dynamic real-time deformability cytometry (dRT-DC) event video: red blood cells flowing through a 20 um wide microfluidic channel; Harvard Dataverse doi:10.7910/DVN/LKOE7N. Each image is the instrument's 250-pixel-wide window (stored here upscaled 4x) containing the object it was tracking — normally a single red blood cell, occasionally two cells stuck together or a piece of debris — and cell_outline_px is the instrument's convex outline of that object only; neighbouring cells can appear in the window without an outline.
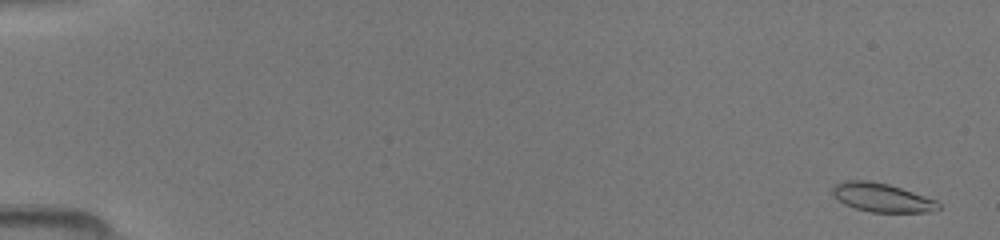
{"species": "common noctule bat (a hibernating species)", "species_latin": "Nyctalus noctula", "temperature_condition": "room temperature", "stored_images_in_passage": 45, "camera_frame_rate_fps": 3000, "um_per_image_px": 0.085, "animal": {"sex": "female", "body_mass_g": 19.5, "forearm_length_mm": 54.1}, "frame": {"image": 1, "passage_image": 1, "time_ms": 0.0, "image_size_px": [1000, 240], "cell_outline_px": [[940, 208], [932, 212], [872, 212], [856, 208], [844, 204], [832, 196], [832, 188], [836, 184], [844, 180], [868, 180], [888, 184], [936, 200], [940, 204]], "centroid_in_image_um": [74.93, 16.79], "position_along_channel_um": 10.1, "area_um2": 17.69}}
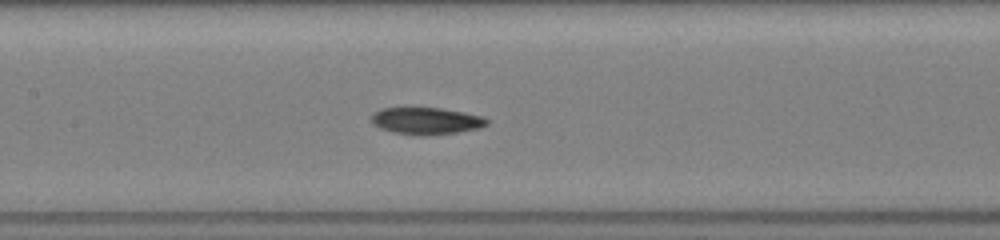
{"frame": {"image": 2, "passage_image": 21, "time_ms": 6.667, "image_size_px": [1000, 240], "cell_outline_px": [[488, 124], [480, 128], [456, 132], [424, 136], [420, 136], [392, 132], [380, 128], [372, 124], [372, 112], [380, 108], [440, 108], [464, 112], [484, 116], [488, 120]], "centroid_in_image_um": [36.22, 10.27], "position_along_channel_um": 171.2, "area_um2": 18.26}}
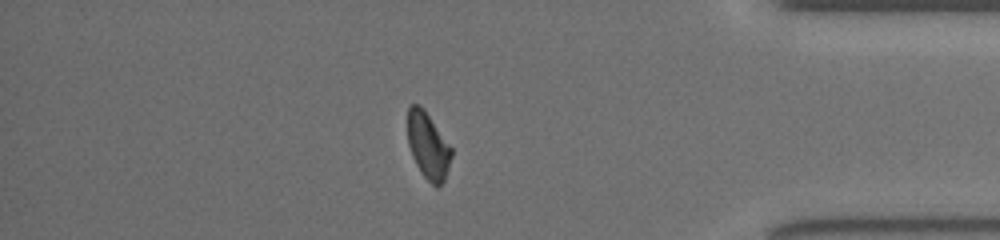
{"frame": {"image": 3, "passage_image": 39, "time_ms": 12.667, "image_size_px": [1000, 240], "cell_outline_px": [[452, 156], [444, 180], [436, 188], [424, 176], [416, 164], [412, 156], [408, 144], [408, 108], [412, 104], [420, 104], [424, 108], [452, 148]], "centroid_in_image_um": [36.38, 12.36], "position_along_channel_um": 398.8, "area_um2": 16.88}}